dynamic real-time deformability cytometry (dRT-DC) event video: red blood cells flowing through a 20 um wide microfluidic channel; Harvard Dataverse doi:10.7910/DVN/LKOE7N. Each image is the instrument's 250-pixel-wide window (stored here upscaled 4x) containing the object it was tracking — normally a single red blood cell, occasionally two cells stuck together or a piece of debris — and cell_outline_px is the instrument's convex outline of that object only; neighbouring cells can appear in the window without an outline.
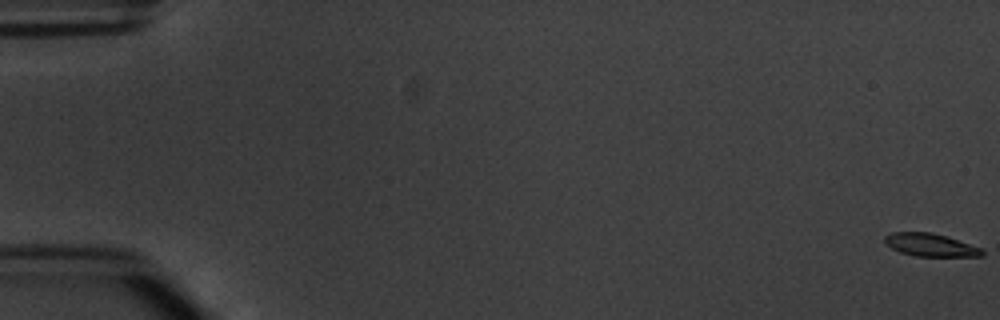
{"species": "common noctule bat (a hibernating species)", "species_latin": "Nyctalus noctula", "temperature_condition": "warm", "stored_images_in_passage": 7, "camera_frame_rate_fps": 3000, "um_per_image_px": 0.085, "animal": {"sex": "male", "body_mass_g": 20.1, "forearm_length_mm": 53.5}, "frame": {"image": 1, "passage_image": 1, "time_ms": 0.0, "image_size_px": [1000, 320], "cell_outline_px": [[984, 256], [916, 256], [900, 252], [884, 244], [884, 236], [892, 232], [932, 232], [948, 236], [980, 248], [984, 252]], "centroid_in_image_um": [79.05, 20.81], "position_along_channel_um": 5.9, "area_um2": 13.01}}
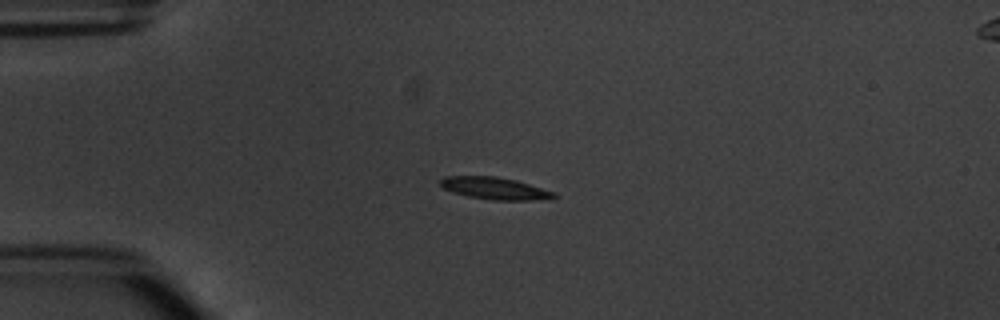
{"frame": {"image": 2, "passage_image": 5, "time_ms": 4.667, "image_size_px": [1000, 320], "cell_outline_px": [[560, 196], [532, 200], [492, 200], [468, 196], [452, 192], [444, 188], [440, 184], [440, 180], [444, 176], [496, 176], [516, 180], [556, 192]], "centroid_in_image_um": [42.06, 16.0], "position_along_channel_um": 42.9, "area_um2": 14.62}}